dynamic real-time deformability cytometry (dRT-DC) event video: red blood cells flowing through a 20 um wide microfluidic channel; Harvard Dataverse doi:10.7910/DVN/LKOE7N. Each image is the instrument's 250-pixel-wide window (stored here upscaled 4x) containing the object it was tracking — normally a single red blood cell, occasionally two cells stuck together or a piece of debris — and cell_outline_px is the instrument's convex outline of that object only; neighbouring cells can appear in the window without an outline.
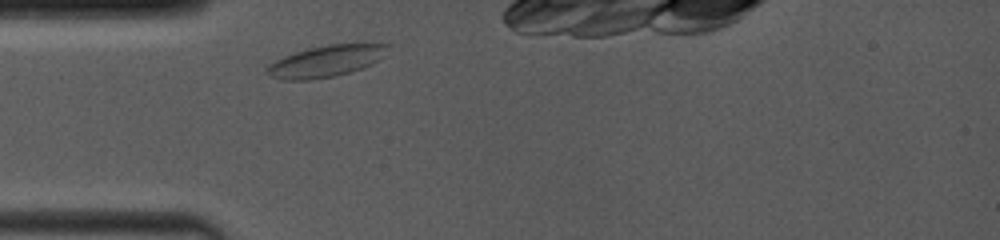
{"species": "common noctule bat (a hibernating species)", "species_latin": "Nyctalus noctula", "temperature_condition": "room temperature", "stored_images_in_passage": 34, "camera_frame_rate_fps": 4000, "um_per_image_px": 0.085, "animal": {"sex": "female", "body_mass_g": 19.0, "forearm_length_mm": 53.3}, "frame": {"image": 1, "passage_image": 1, "time_ms": 0.0, "image_size_px": [1000, 240], "cell_outline_px": [[392, 44], [372, 64], [336, 76], [312, 80], [284, 80], [268, 76], [264, 72], [264, 68], [268, 64], [284, 56], [308, 48], [328, 44], [364, 40]], "centroid_in_image_um": [27.72, 5.15], "position_along_channel_um": 57.3, "area_um2": 22.95}}
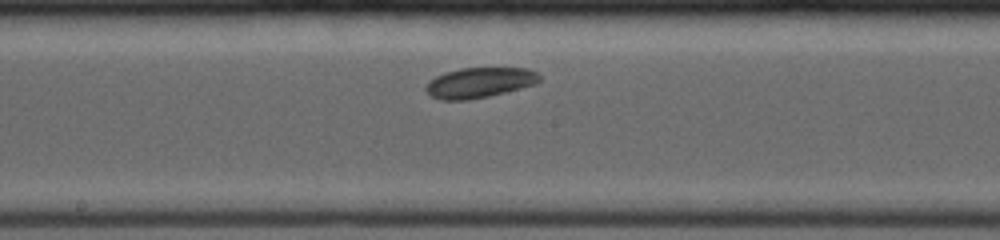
{"frame": {"image": 2, "passage_image": 16, "time_ms": 4.0, "image_size_px": [1000, 240], "cell_outline_px": [[540, 80], [532, 84], [504, 92], [488, 96], [468, 100], [440, 100], [432, 96], [424, 88], [428, 80], [444, 72], [460, 68], [528, 68], [536, 72], [540, 76]], "centroid_in_image_um": [40.69, 7.01], "position_along_channel_um": 207.5, "area_um2": 19.88}}
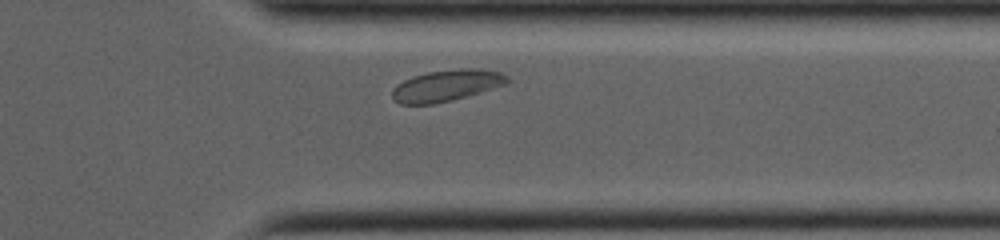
{"frame": {"image": 3, "passage_image": 32, "time_ms": 8.25, "image_size_px": [1000, 240], "cell_outline_px": [[508, 84], [452, 100], [432, 104], [400, 104], [392, 96], [392, 88], [396, 84], [412, 76], [428, 72], [460, 68], [480, 68], [500, 72], [508, 76]], "centroid_in_image_um": [37.96, 7.26], "position_along_channel_um": 373.4, "area_um2": 21.1}}